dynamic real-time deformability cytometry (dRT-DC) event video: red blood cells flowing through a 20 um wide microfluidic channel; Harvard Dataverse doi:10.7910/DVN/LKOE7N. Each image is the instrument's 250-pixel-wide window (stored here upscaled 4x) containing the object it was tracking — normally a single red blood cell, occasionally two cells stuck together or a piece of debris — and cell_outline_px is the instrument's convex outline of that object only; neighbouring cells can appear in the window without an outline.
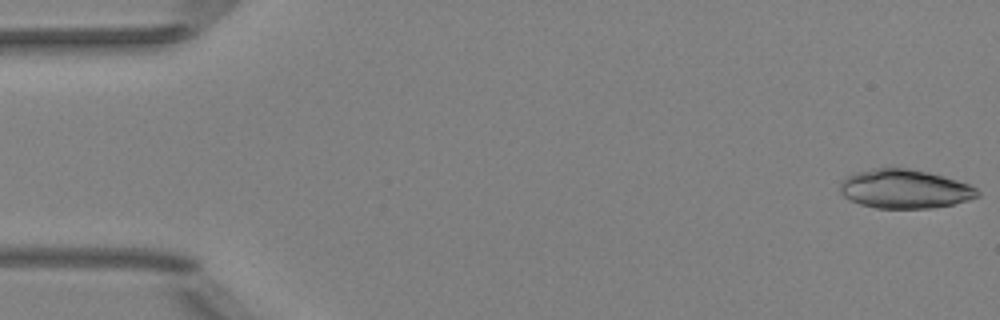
{"species": "Egyptian fruit bat (a non-hibernating species)", "species_latin": "Rousettus aegyptiacus", "temperature_condition": "room temperature", "stored_images_in_passage": 12, "camera_frame_rate_fps": 3000, "um_per_image_px": 0.085, "animal": {"sex": "female"}, "frame": {"image": 1, "passage_image": 1, "time_ms": 0.0, "image_size_px": [1000, 320], "cell_outline_px": [[980, 196], [968, 200], [952, 204], [932, 208], [876, 208], [860, 204], [848, 200], [840, 192], [840, 180], [856, 172], [876, 168], [908, 168], [928, 172], [944, 176], [968, 184], [976, 188], [980, 192]], "centroid_in_image_um": [76.88, 16.06], "position_along_channel_um": 8.1, "area_um2": 31.21}}